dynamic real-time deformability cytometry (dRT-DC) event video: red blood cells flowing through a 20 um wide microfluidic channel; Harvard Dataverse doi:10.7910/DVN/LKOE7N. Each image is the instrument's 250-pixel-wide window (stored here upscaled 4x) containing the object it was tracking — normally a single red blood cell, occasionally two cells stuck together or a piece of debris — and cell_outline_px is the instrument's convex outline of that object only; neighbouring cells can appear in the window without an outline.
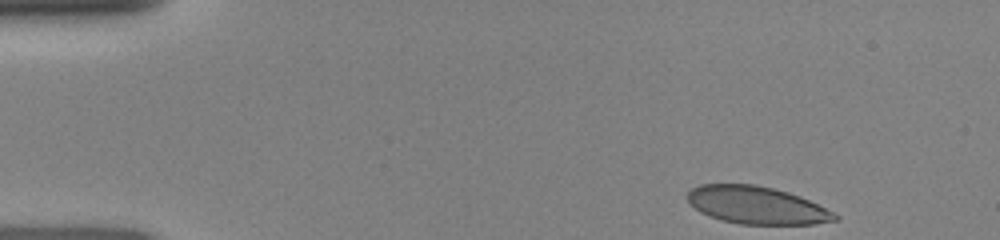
{"species": "human", "species_latin": "Homo sapiens", "temperature_condition": "room temperature", "stored_images_in_passage": 37, "camera_frame_rate_fps": 3000, "um_per_image_px": 0.085, "donor": {"sex": "female"}, "frame": {"image": 1, "passage_image": 1, "time_ms": 0.0, "image_size_px": [1000, 240], "cell_outline_px": [[840, 216], [836, 220], [812, 224], [740, 224], [720, 220], [708, 216], [700, 212], [688, 200], [688, 192], [692, 188], [700, 184], [756, 184], [788, 192], [800, 196]], "centroid_in_image_um": [64.29, 17.44], "position_along_channel_um": 20.7, "area_um2": 32.02}}
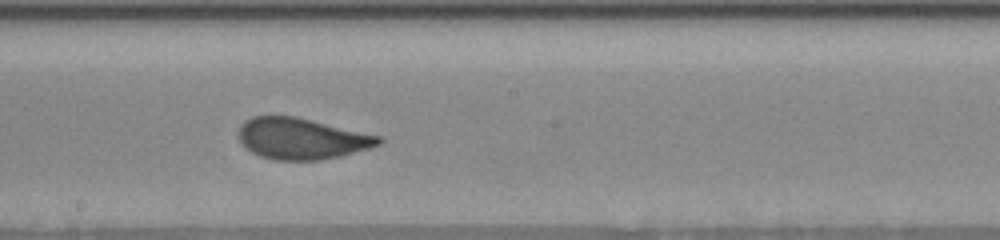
{"frame": {"image": 2, "passage_image": 22, "time_ms": 7.0, "image_size_px": [1000, 240], "cell_outline_px": [[384, 140], [380, 144], [368, 148], [340, 156], [320, 160], [276, 160], [260, 156], [252, 152], [240, 144], [240, 124], [244, 120], [252, 116], [296, 116], [380, 136]], "centroid_in_image_um": [25.61, 11.78], "position_along_channel_um": 222.6, "area_um2": 33.52}}
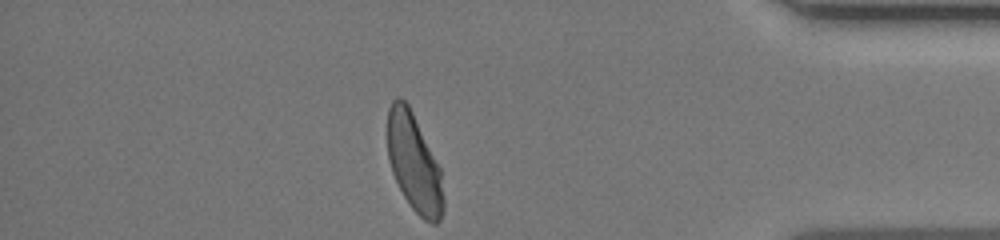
{"frame": {"image": 3, "passage_image": 37, "time_ms": 12.0, "image_size_px": [1000, 240], "cell_outline_px": [[444, 208], [440, 220], [436, 224], [432, 224], [424, 220], [412, 208], [404, 196], [392, 172], [388, 160], [388, 108], [392, 100], [396, 96], [400, 96], [408, 104], [440, 168], [444, 196]], "centroid_in_image_um": [35.2, 13.86], "position_along_channel_um": 400.0, "area_um2": 31.79}}